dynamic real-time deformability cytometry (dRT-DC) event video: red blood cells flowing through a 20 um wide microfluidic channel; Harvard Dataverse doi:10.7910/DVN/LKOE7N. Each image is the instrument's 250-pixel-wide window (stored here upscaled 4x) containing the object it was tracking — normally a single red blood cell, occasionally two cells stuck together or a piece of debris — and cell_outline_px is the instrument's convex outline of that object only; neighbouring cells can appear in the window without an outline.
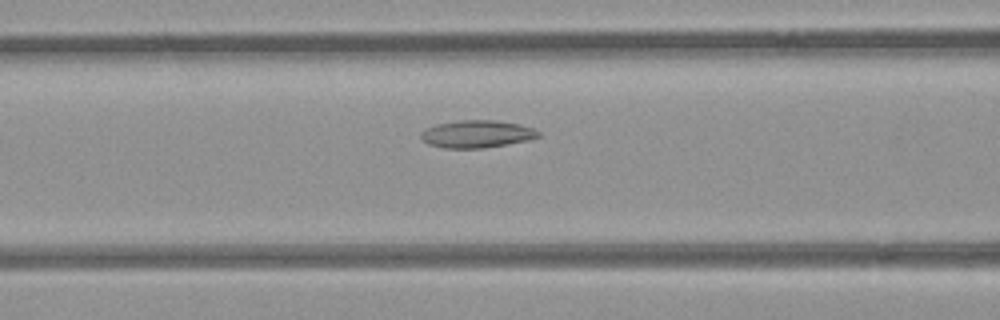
{"species": "common noctule bat (a hibernating species)", "species_latin": "Nyctalus noctula", "temperature_condition": "room temperature", "stored_images_in_passage": 35, "camera_frame_rate_fps": 3000, "um_per_image_px": 0.085, "animal": {"sex": "female", "body_mass_g": 21.9}, "frame": {"image": 1, "passage_image": 8, "time_ms": 2.333, "image_size_px": [1000, 320], "cell_outline_px": [[540, 136], [528, 140], [484, 148], [444, 148], [428, 144], [420, 136], [420, 132], [436, 124], [460, 120], [496, 120], [520, 124], [532, 128], [540, 132]], "centroid_in_image_um": [40.53, 11.39], "position_along_channel_um": 126.1, "area_um2": 18.73}}
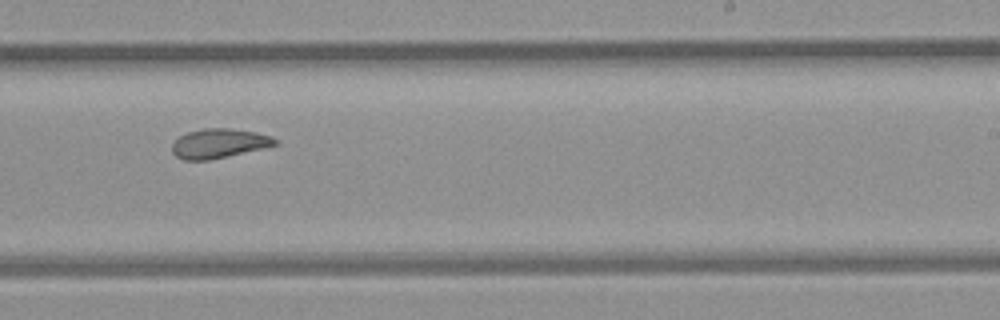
{"frame": {"image": 2, "passage_image": 19, "time_ms": 6.0, "image_size_px": [1000, 320], "cell_outline_px": [[276, 144], [260, 148], [208, 160], [184, 160], [176, 156], [172, 152], [172, 144], [180, 136], [188, 132], [204, 128], [232, 128], [256, 132], [268, 136], [276, 140]], "centroid_in_image_um": [18.54, 12.18], "position_along_channel_um": 270.5, "area_um2": 17.17}}
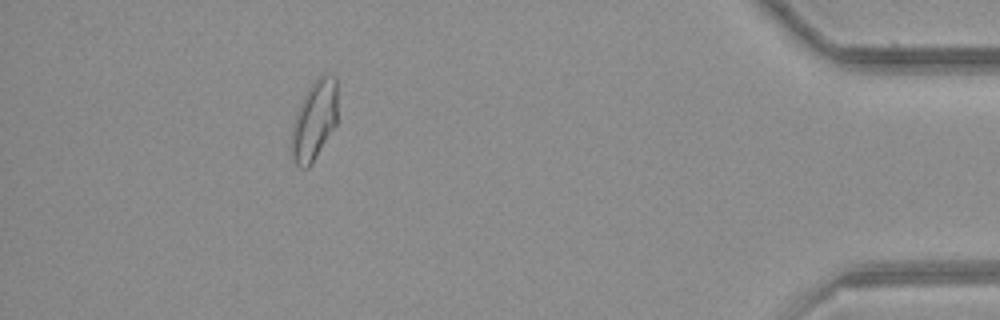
{"frame": {"image": 3, "passage_image": 34, "time_ms": 11.0, "image_size_px": [1000, 320], "cell_outline_px": [[336, 124], [308, 168], [300, 168], [296, 164], [288, 148], [292, 128], [296, 112], [308, 88], [320, 76], [336, 76]], "centroid_in_image_um": [26.66, 10.28], "position_along_channel_um": 408.5, "area_um2": 21.04}}